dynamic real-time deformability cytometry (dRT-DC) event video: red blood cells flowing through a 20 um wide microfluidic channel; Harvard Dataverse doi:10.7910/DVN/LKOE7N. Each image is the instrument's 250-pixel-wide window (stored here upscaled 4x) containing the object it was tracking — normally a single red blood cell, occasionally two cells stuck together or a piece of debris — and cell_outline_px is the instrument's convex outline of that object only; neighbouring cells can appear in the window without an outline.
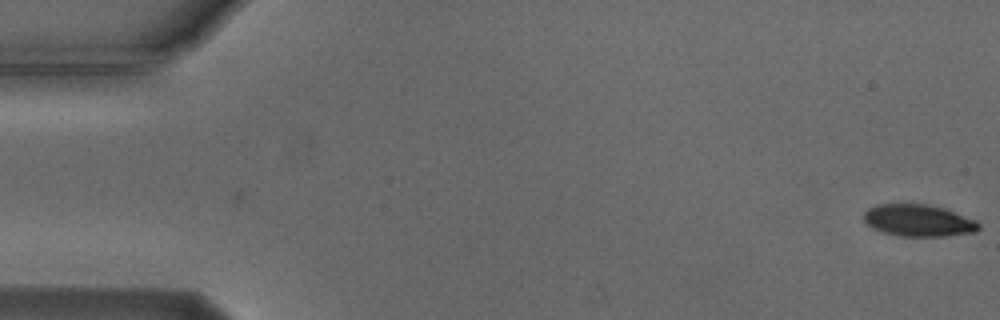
{"species": "Egyptian fruit bat (a non-hibernating species)", "species_latin": "Rousettus aegyptiacus", "temperature_condition": "cold", "stored_images_in_passage": 5, "camera_frame_rate_fps": 3000, "um_per_image_px": 0.085, "animal": {"sex": "male"}, "frame": {"image": 1, "passage_image": 5, "time_ms": 1.333, "image_size_px": [1000, 320], "cell_outline_px": [[980, 228], [976, 232], [944, 236], [900, 236], [884, 232], [872, 228], [864, 220], [864, 212], [868, 208], [876, 204], [928, 204], [944, 208], [976, 220], [980, 224]], "centroid_in_image_um": [78.08, 18.74], "position_along_channel_um": 6.9, "area_um2": 21.39}}